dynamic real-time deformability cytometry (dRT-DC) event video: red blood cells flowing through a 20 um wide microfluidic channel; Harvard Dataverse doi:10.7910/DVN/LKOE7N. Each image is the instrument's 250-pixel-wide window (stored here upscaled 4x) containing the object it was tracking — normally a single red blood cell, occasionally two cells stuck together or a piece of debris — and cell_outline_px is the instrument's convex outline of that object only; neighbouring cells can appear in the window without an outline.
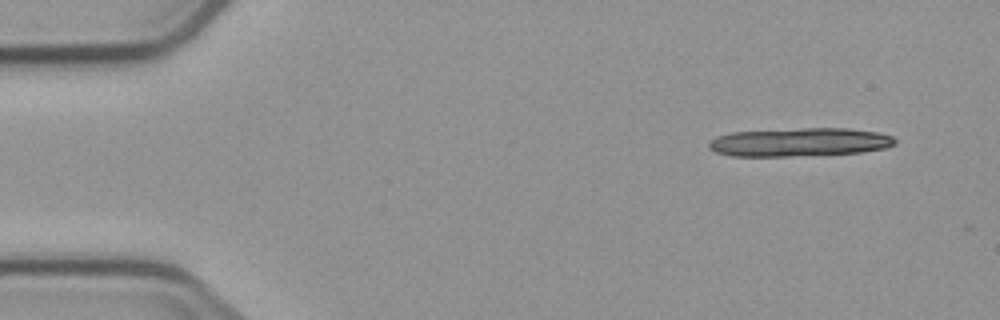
{"species": "common noctule bat (a hibernating species)", "species_latin": "Nyctalus noctula", "temperature_condition": "cold", "stored_images_in_passage": 2, "camera_frame_rate_fps": 3000, "um_per_image_px": 0.085, "animal": {"sex": "male", "body_mass_g": 23.1, "forearm_length_mm": 52.7}, "frame": {"image": 1, "passage_image": 1, "time_ms": 0.0, "image_size_px": [1000, 320], "cell_outline_px": [[896, 144], [884, 148], [860, 152], [788, 156], [732, 156], [716, 152], [708, 148], [708, 144], [716, 136], [732, 132], [800, 128], [848, 128], [876, 132], [892, 136], [896, 140]], "centroid_in_image_um": [67.94, 12.07], "position_along_channel_um": 17.1, "area_um2": 30.75}}